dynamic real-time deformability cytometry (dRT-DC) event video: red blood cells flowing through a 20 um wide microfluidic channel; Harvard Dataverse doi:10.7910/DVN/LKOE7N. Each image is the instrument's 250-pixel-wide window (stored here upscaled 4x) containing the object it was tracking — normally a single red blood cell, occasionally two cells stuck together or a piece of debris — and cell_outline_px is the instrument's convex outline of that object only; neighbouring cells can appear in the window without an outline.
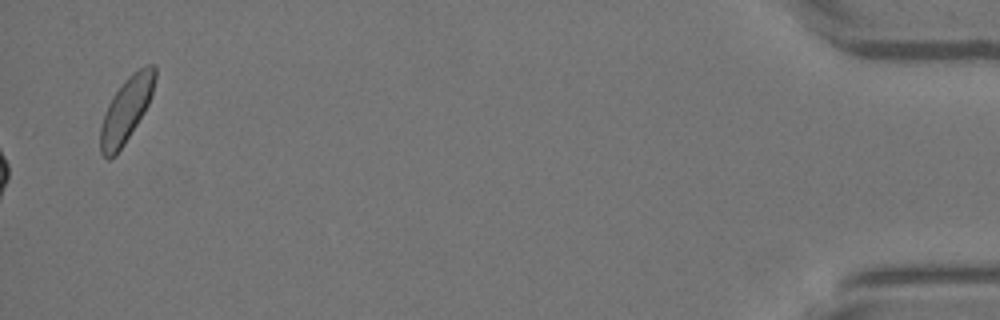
{"species": "Egyptian fruit bat (a non-hibernating species)", "species_latin": "Rousettus aegyptiacus", "temperature_condition": "warm", "stored_images_in_passage": 46, "camera_frame_rate_fps": 3000, "um_per_image_px": 0.085, "animal": {"sex": "female"}, "frame": {"image": 1, "passage_image": 46, "time_ms": 15.0, "image_size_px": [1000, 320], "cell_outline_px": [[156, 76], [152, 96], [144, 112], [124, 144], [108, 160], [100, 152], [100, 124], [108, 104], [112, 96], [124, 80], [132, 72], [144, 64], [156, 64]], "centroid_in_image_um": [10.74, 9.26], "position_along_channel_um": 424.5, "area_um2": 20.63}}